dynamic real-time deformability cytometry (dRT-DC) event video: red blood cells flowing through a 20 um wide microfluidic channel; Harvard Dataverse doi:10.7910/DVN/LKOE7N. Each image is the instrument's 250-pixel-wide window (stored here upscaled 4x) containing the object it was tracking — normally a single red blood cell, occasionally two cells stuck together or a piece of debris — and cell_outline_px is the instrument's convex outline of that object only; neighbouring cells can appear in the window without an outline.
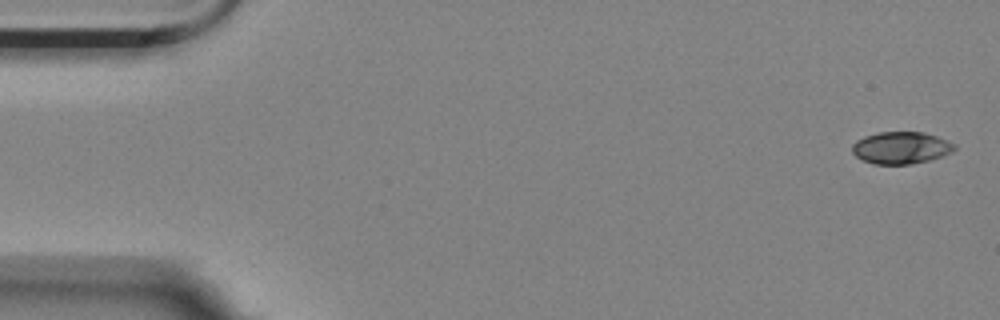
{"species": "Egyptian fruit bat (a non-hibernating species)", "species_latin": "Rousettus aegyptiacus", "temperature_condition": "room temperature", "stored_images_in_passage": 5, "camera_frame_rate_fps": 3000, "um_per_image_px": 0.085, "animal": {"sex": "female"}, "frame": {"image": 1, "passage_image": 1, "time_ms": 0.0, "image_size_px": [1000, 320], "cell_outline_px": [[956, 148], [952, 152], [928, 160], [912, 164], [876, 164], [864, 160], [856, 156], [852, 152], [852, 144], [856, 140], [864, 136], [880, 132], [924, 132], [948, 140], [956, 144]], "centroid_in_image_um": [76.59, 12.55], "position_along_channel_um": 8.4, "area_um2": 19.07}}
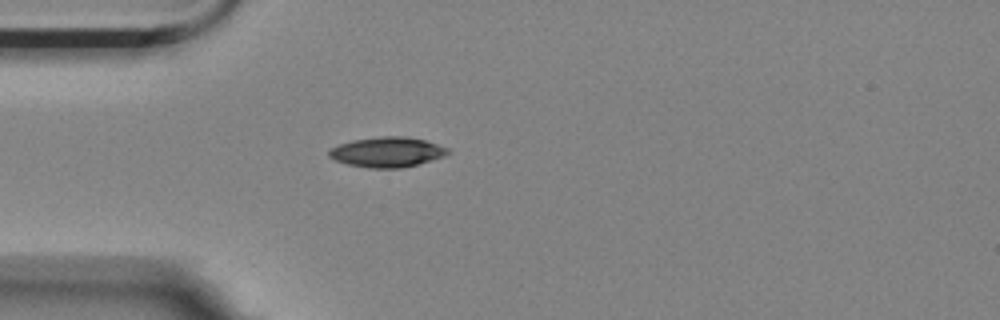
{"frame": {"image": 2, "passage_image": 5, "time_ms": 1.333, "image_size_px": [1000, 320], "cell_outline_px": [[452, 152], [444, 156], [432, 160], [400, 168], [372, 168], [348, 164], [336, 160], [328, 156], [328, 148], [352, 140], [380, 136], [404, 136], [424, 140], [448, 148]], "centroid_in_image_um": [32.89, 12.92], "position_along_channel_um": 52.1, "area_um2": 20.75}}